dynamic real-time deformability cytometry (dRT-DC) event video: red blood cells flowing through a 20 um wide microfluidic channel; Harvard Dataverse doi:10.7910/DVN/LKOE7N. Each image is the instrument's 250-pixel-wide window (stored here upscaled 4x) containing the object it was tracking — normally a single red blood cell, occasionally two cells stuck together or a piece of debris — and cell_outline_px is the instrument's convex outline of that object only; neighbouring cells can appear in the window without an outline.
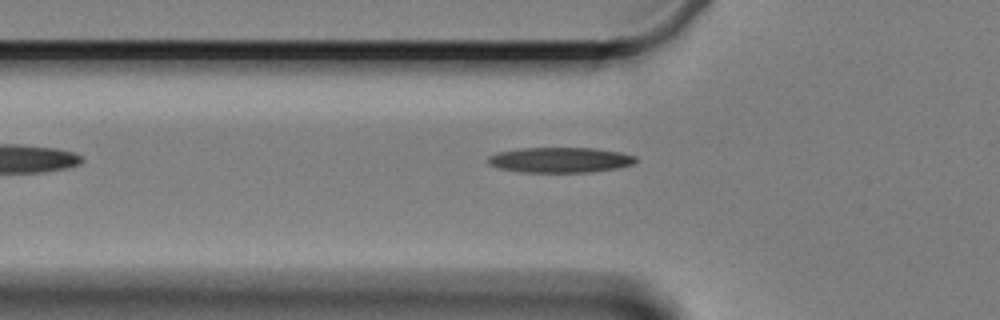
{"species": "Egyptian fruit bat (a non-hibernating species)", "species_latin": "Rousettus aegyptiacus", "temperature_condition": "cold", "stored_images_in_passage": 5, "camera_frame_rate_fps": 3000, "um_per_image_px": 0.085, "animal": {"sex": "female"}, "frame": {"image": 1, "passage_image": 5, "time_ms": 5.667, "image_size_px": [1000, 320], "cell_outline_px": [[636, 160], [632, 164], [616, 168], [588, 172], [520, 172], [500, 168], [488, 164], [488, 156], [496, 152], [520, 148], [596, 148], [620, 152], [636, 156]], "centroid_in_image_um": [47.57, 13.59], "position_along_channel_um": 78.2, "area_um2": 21.73}}